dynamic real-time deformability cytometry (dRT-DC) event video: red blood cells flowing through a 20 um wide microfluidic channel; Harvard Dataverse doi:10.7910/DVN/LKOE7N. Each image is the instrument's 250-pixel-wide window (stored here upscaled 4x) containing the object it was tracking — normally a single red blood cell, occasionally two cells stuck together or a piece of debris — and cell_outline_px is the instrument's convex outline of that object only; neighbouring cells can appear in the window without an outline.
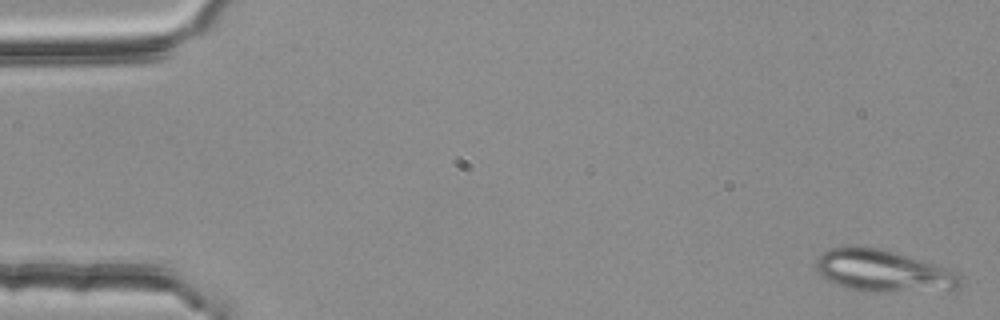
{"species": "common noctule bat (a hibernating species)", "species_latin": "Nyctalus noctula", "temperature_condition": "room temperature", "stored_images_in_passage": 5, "camera_frame_rate_fps": 3000, "um_per_image_px": 0.085, "animal": {"sex": "female", "body_mass_g": 25.1}, "frame": {"image": 1, "passage_image": 1, "time_ms": 0.0, "image_size_px": [1000, 320], "cell_outline_px": [[960, 288], [956, 292], [860, 292], [844, 288], [832, 284], [816, 268], [816, 260], [820, 252], [828, 248], [844, 244], [856, 244], [884, 248], [944, 268], [956, 276], [960, 280]], "centroid_in_image_um": [75.0, 23.03], "position_along_channel_um": 10.0, "area_um2": 36.47}}